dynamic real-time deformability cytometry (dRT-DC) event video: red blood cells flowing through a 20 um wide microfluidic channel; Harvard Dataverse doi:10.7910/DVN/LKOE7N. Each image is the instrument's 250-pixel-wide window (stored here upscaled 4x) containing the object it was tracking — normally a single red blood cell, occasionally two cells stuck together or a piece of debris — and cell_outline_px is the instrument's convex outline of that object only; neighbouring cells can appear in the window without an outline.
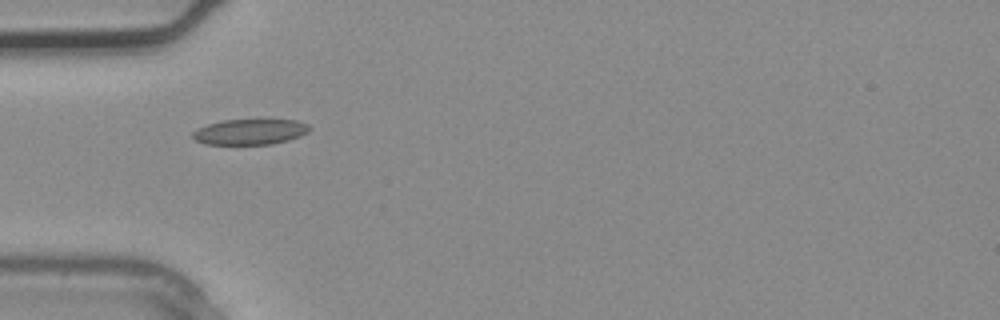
{"species": "common noctule bat (a hibernating species)", "species_latin": "Nyctalus noctula", "temperature_condition": "warm", "stored_images_in_passage": 3, "camera_frame_rate_fps": 3000, "um_per_image_px": 0.085, "animal": {"sex": "male", "body_mass_g": 20.4}, "frame": {"image": 1, "passage_image": 3, "time_ms": 0.667, "image_size_px": [1000, 320], "cell_outline_px": [[312, 128], [308, 132], [300, 136], [288, 140], [272, 144], [204, 144], [196, 140], [192, 136], [192, 132], [196, 128], [208, 124], [224, 120], [296, 120], [308, 124]], "centroid_in_image_um": [21.26, 11.2], "position_along_channel_um": 63.7, "area_um2": 17.4}}